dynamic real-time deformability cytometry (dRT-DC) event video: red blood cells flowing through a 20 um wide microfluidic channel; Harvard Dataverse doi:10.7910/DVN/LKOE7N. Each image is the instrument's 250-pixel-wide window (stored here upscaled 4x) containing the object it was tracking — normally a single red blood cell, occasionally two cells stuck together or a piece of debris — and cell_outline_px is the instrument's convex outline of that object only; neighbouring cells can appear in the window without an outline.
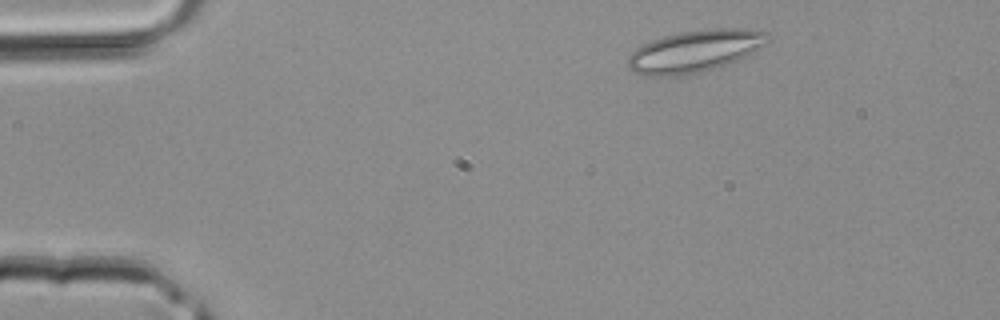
{"species": "common noctule bat (a hibernating species)", "species_latin": "Nyctalus noctula", "temperature_condition": "room temperature", "stored_images_in_passage": 38, "camera_frame_rate_fps": 3000, "um_per_image_px": 0.085, "animal": {"sex": "male", "body_mass_g": 20.4}, "frame": {"image": 1, "passage_image": 3, "time_ms": 0.667, "image_size_px": [1000, 320], "cell_outline_px": [[772, 36], [768, 44], [728, 64], [708, 72], [684, 76], [640, 76], [632, 72], [628, 68], [624, 60], [636, 48], [652, 40], [664, 36], [680, 32], [704, 28], [748, 28], [768, 32]], "centroid_in_image_um": [59.06, 4.36], "position_along_channel_um": 25.9, "area_um2": 35.32}}
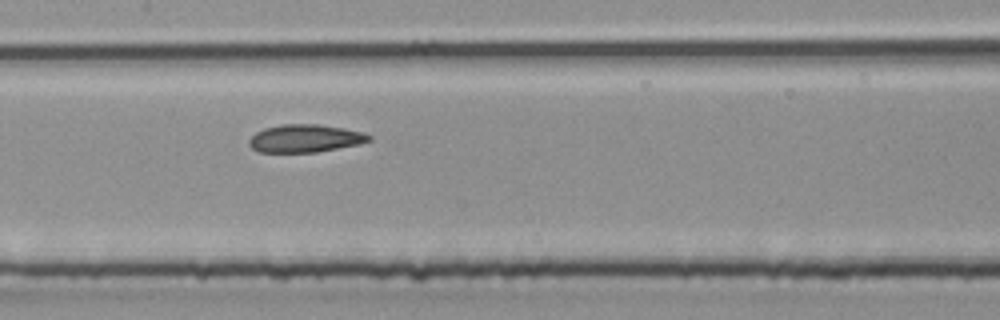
{"frame": {"image": 2, "passage_image": 17, "time_ms": 5.333, "image_size_px": [1000, 320], "cell_outline_px": [[372, 140], [360, 144], [316, 152], [260, 152], [252, 148], [248, 144], [248, 140], [256, 132], [264, 128], [280, 124], [316, 124], [344, 128], [364, 132], [372, 136]], "centroid_in_image_um": [25.95, 11.76], "position_along_channel_um": 181.5, "area_um2": 19.54}}
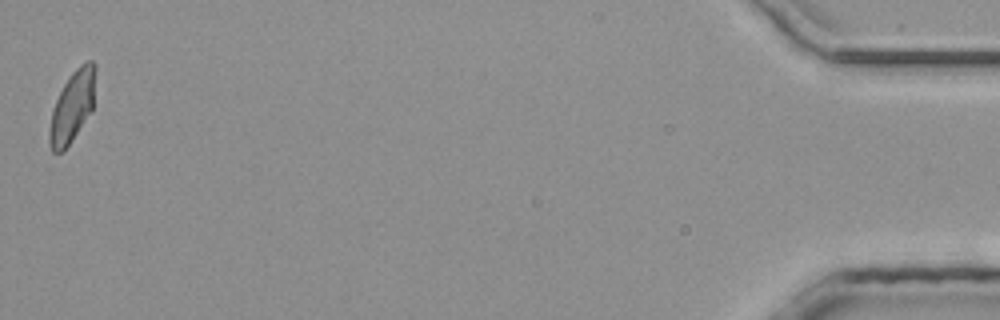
{"frame": {"image": 3, "passage_image": 38, "time_ms": 12.333, "image_size_px": [1000, 320], "cell_outline_px": [[96, 68], [92, 112], [64, 152], [52, 152], [48, 140], [48, 132], [52, 108], [64, 84], [72, 72], [84, 60], [92, 60], [96, 64]], "centroid_in_image_um": [6.15, 9.06], "position_along_channel_um": 429.1, "area_um2": 19.42}}